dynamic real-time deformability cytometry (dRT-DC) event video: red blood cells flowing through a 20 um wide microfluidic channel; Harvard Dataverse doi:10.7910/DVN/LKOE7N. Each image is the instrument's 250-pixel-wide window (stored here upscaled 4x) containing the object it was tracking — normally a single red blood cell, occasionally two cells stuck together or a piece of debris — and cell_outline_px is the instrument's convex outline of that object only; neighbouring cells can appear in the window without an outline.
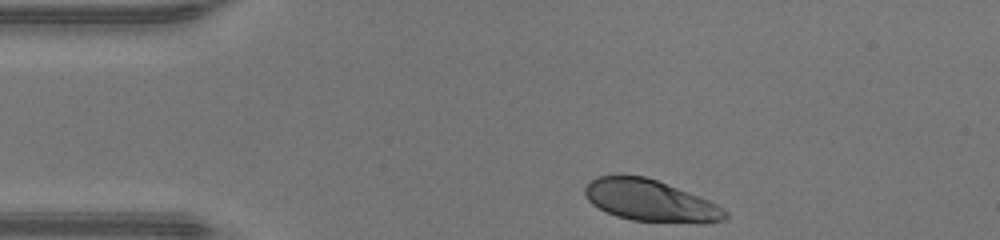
{"species": "human", "species_latin": "Homo sapiens", "temperature_condition": "warm", "stored_images_in_passage": 31, "camera_frame_rate_fps": 3000, "um_per_image_px": 0.085, "donor": {"sex": "male"}, "frame": {"image": 1, "passage_image": 1, "time_ms": 0.0, "image_size_px": [1000, 240], "cell_outline_px": [[728, 216], [724, 220], [704, 224], [700, 224], [632, 220], [616, 216], [592, 204], [584, 196], [584, 188], [592, 180], [600, 176], [644, 176], [656, 180], [708, 200], [716, 204], [728, 212]], "centroid_in_image_um": [55.31, 17.08], "position_along_channel_um": 29.7, "area_um2": 33.7}}
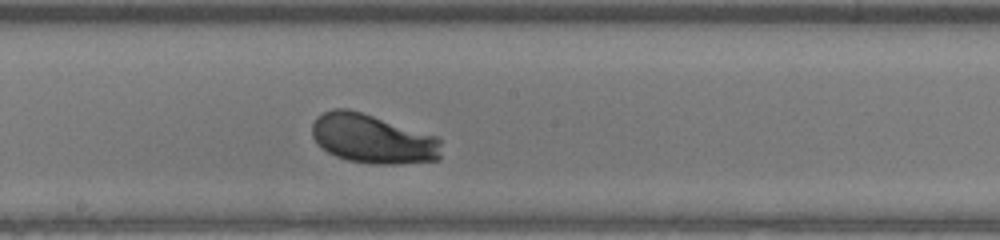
{"frame": {"image": 2, "passage_image": 18, "time_ms": 5.667, "image_size_px": [1000, 240], "cell_outline_px": [[440, 160], [400, 164], [372, 164], [348, 160], [336, 156], [328, 152], [312, 136], [312, 124], [316, 116], [332, 108], [348, 108], [436, 136], [440, 140]], "centroid_in_image_um": [31.67, 11.8], "position_along_channel_um": 216.5, "area_um2": 36.88}}
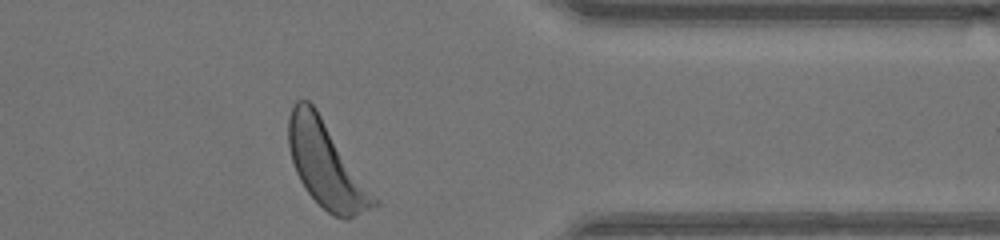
{"frame": {"image": 3, "passage_image": 31, "time_ms": 10.0, "image_size_px": [1000, 240], "cell_outline_px": [[380, 204], [348, 220], [344, 220], [332, 216], [308, 192], [300, 180], [296, 172], [292, 160], [288, 144], [288, 116], [296, 100], [308, 100], [316, 108], [380, 200]], "centroid_in_image_um": [27.76, 14.03], "position_along_channel_um": 383.6, "area_um2": 42.54}, "authors_computed_cell_mechanics": {"area_um2": 36.5296, "velocity_mm_per_s": 4.242, "shape_relaxation_time_tau1_ms": 1.7835, "shape_relaxation_time_tau2_ms": null, "deformation_change_tau1": 0.1444, "deformation_change_tau2": null}}